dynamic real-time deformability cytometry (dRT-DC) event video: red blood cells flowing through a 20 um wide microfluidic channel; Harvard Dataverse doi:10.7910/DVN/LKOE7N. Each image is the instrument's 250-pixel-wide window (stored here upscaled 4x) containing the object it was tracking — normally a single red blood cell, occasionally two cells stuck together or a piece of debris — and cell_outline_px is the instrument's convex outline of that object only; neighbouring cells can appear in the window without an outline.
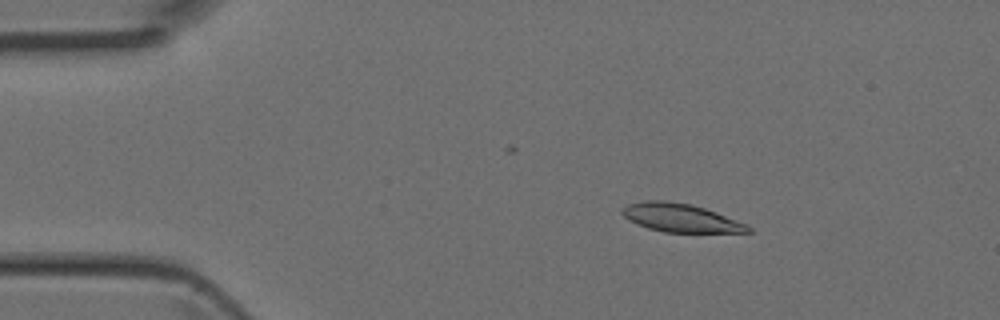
{"species": "Egyptian fruit bat (a non-hibernating species)", "species_latin": "Rousettus aegyptiacus", "temperature_condition": "room temperature", "stored_images_in_passage": 4, "camera_frame_rate_fps": 3000, "um_per_image_px": 0.085, "animal": {"sex": "female"}, "frame": {"image": 1, "passage_image": 3, "time_ms": 0.667, "image_size_px": [1000, 320], "cell_outline_px": [[752, 232], [664, 232], [648, 228], [636, 224], [628, 220], [620, 212], [620, 208], [628, 204], [644, 200], [664, 200], [692, 204], [716, 212], [748, 224], [752, 228]], "centroid_in_image_um": [57.82, 18.51], "position_along_channel_um": 27.2, "area_um2": 20.98}}
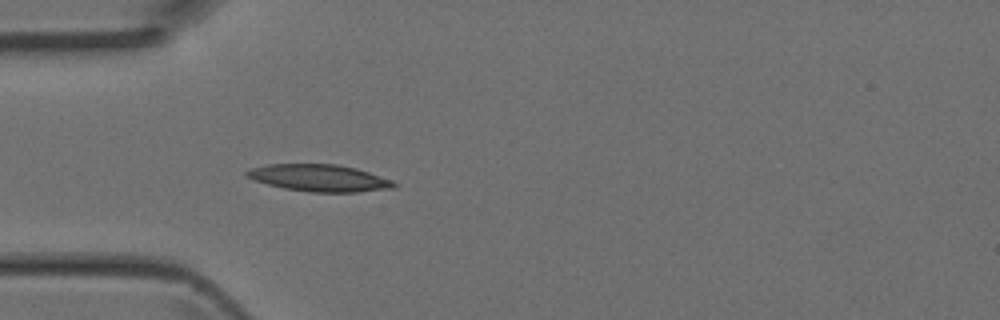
{"frame": {"image": 2, "passage_image": 4, "time_ms": 1.0, "image_size_px": [1000, 320], "cell_outline_px": [[396, 188], [356, 192], [308, 192], [284, 188], [252, 180], [244, 176], [244, 172], [248, 168], [268, 164], [336, 164], [356, 168], [392, 180], [396, 184]], "centroid_in_image_um": [27.08, 15.12], "position_along_channel_um": 57.9, "area_um2": 23.29}}